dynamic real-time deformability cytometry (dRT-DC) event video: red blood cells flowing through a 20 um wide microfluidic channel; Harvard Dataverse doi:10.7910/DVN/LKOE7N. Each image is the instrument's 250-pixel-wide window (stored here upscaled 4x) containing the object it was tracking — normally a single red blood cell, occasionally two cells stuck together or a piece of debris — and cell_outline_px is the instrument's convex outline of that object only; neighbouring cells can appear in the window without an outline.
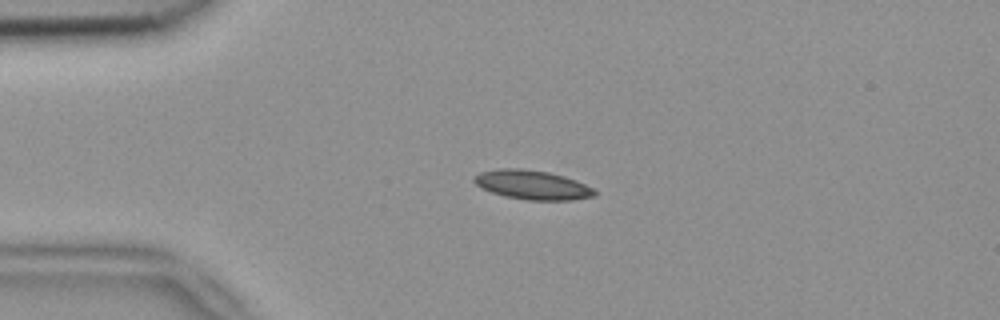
{"species": "common noctule bat (a hibernating species)", "species_latin": "Nyctalus noctula", "temperature_condition": "room temperature", "stored_images_in_passage": 2, "camera_frame_rate_fps": 3000, "um_per_image_px": 0.085, "animal": {"sex": "female", "body_mass_g": 18.4}, "frame": {"image": 1, "passage_image": 2, "time_ms": 0.333, "image_size_px": [1000, 320], "cell_outline_px": [[596, 196], [572, 200], [528, 200], [504, 196], [480, 188], [472, 180], [480, 172], [496, 168], [520, 168], [548, 172], [564, 176], [576, 180], [592, 188], [596, 192]], "centroid_in_image_um": [45.23, 15.71], "position_along_channel_um": 39.8, "area_um2": 20.52}}